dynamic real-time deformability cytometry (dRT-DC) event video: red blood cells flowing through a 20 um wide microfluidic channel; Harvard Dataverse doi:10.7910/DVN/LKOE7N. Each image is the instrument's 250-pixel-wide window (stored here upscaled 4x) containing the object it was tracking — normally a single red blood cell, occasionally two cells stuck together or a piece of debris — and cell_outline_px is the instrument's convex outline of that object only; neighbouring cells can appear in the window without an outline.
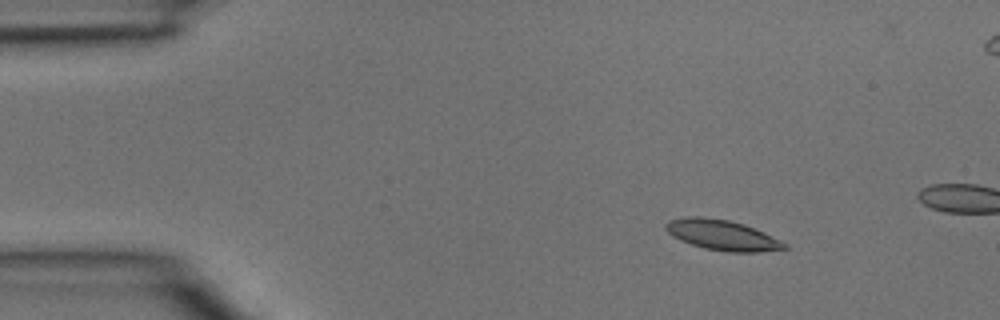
{"species": "common noctule bat (a hibernating species)", "species_latin": "Nyctalus noctula", "temperature_condition": "room temperature", "stored_images_in_passage": 3, "camera_frame_rate_fps": 3000, "um_per_image_px": 0.085, "animal": {"sex": "male", "body_mass_g": 15.6}, "frame": {"image": 1, "passage_image": 1, "time_ms": 0.0, "image_size_px": [1000, 320], "cell_outline_px": [[788, 248], [760, 252], [728, 252], [704, 248], [680, 240], [672, 236], [664, 228], [664, 224], [668, 220], [684, 216], [700, 216], [728, 220], [744, 224], [764, 232], [788, 244]], "centroid_in_image_um": [61.36, 19.97], "position_along_channel_um": 23.6, "area_um2": 21.1}}